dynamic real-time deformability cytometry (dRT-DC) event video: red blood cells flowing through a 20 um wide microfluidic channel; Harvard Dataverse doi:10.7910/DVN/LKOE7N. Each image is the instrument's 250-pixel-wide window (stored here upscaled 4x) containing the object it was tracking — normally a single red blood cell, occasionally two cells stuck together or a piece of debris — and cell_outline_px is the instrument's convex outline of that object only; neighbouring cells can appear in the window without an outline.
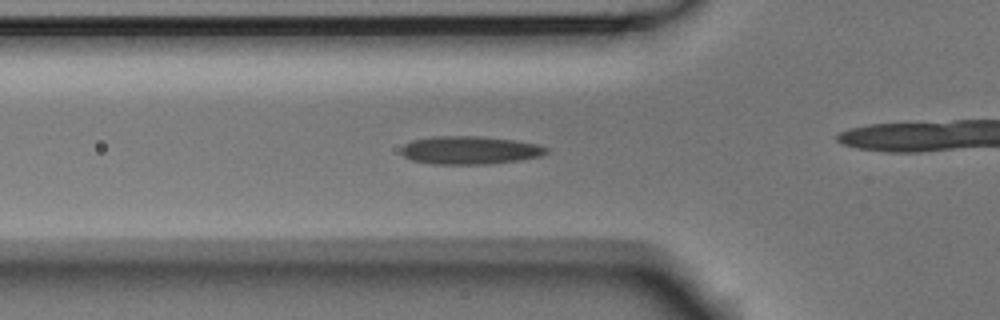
{"species": "Egyptian fruit bat (a non-hibernating species)", "species_latin": "Rousettus aegyptiacus", "temperature_condition": "room temperature", "stored_images_in_passage": 43, "camera_frame_rate_fps": 3000, "um_per_image_px": 0.085, "animal": {"sex": "male"}, "frame": {"image": 1, "passage_image": 10, "time_ms": 3.0, "image_size_px": [1000, 320], "cell_outline_px": [[548, 152], [540, 156], [516, 160], [484, 164], [432, 164], [412, 160], [404, 156], [400, 152], [400, 148], [404, 144], [412, 140], [432, 136], [480, 136], [512, 140], [536, 144], [548, 148]], "centroid_in_image_um": [39.86, 12.76], "position_along_channel_um": 85.9, "area_um2": 23.64}}
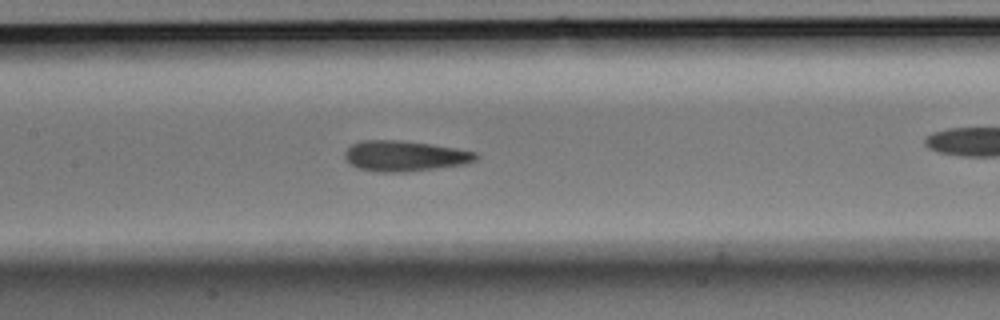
{"frame": {"image": 2, "passage_image": 17, "time_ms": 5.333, "image_size_px": [1000, 320], "cell_outline_px": [[480, 156], [476, 160], [464, 164], [404, 172], [380, 172], [356, 168], [348, 164], [344, 160], [344, 152], [352, 144], [364, 140], [400, 140], [432, 144], [456, 148], [476, 152]], "centroid_in_image_um": [34.36, 13.25], "position_along_channel_um": 173.0, "area_um2": 23.47}}
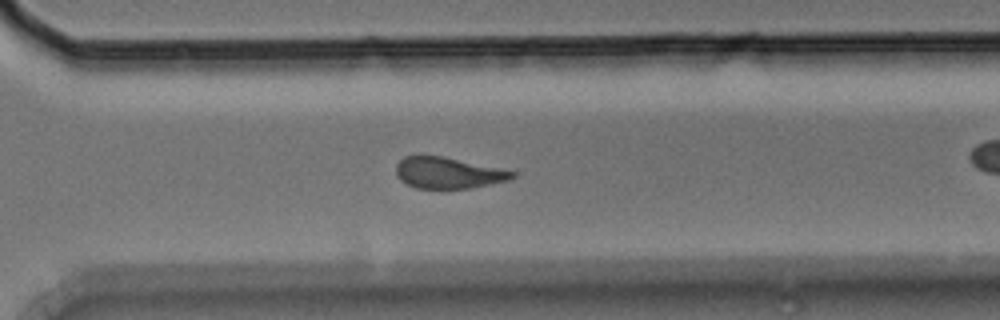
{"frame": {"image": 3, "passage_image": 30, "time_ms": 9.667, "image_size_px": [1000, 320], "cell_outline_px": [[516, 176], [508, 180], [468, 188], [416, 188], [400, 180], [396, 176], [396, 164], [404, 156], [444, 156], [516, 172]], "centroid_in_image_um": [38.05, 14.69], "position_along_channel_um": 332.5, "area_um2": 20.87}, "authors_computed_cell_mechanics": {"area_um2": 22.253, "velocity_mm_per_s": 3.6974, "shape_relaxation_time_tau1_ms": null, "shape_relaxation_time_tau2_ms": 3.0357, "deformation_change_tau1": null, "deformation_change_tau2": 0.1085}}